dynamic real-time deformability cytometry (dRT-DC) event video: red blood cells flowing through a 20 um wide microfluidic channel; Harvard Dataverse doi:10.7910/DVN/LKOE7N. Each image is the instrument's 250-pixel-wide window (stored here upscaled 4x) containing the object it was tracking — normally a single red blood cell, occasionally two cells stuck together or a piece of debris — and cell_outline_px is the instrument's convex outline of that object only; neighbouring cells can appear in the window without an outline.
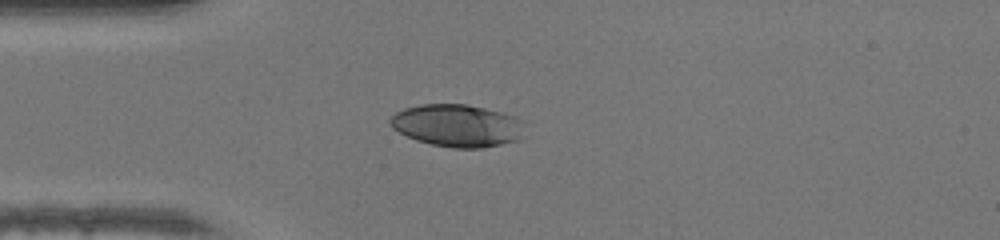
{"species": "human", "species_latin": "Homo sapiens", "temperature_condition": "warm", "stored_images_in_passage": 36, "camera_frame_rate_fps": 3000, "um_per_image_px": 0.085, "donor": {"sex": "female"}, "frame": {"image": 1, "passage_image": 1, "time_ms": 0.0, "image_size_px": [1000, 240], "cell_outline_px": [[520, 120], [516, 140], [500, 144], [480, 148], [452, 148], [432, 144], [416, 140], [392, 128], [388, 120], [396, 112], [404, 108], [420, 104], [468, 104], [516, 116]], "centroid_in_image_um": [38.76, 10.66], "position_along_channel_um": 46.2, "area_um2": 32.6}}
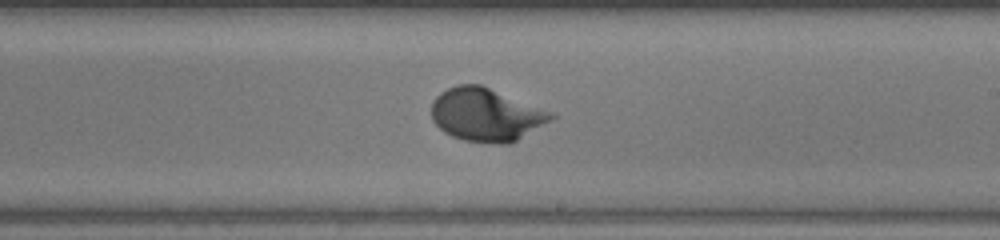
{"frame": {"image": 2, "passage_image": 16, "time_ms": 5.0, "image_size_px": [1000, 240], "cell_outline_px": [[556, 116], [552, 120], [516, 140], [508, 144], [492, 144], [464, 140], [452, 136], [444, 132], [432, 120], [432, 100], [440, 92], [456, 84], [480, 84], [552, 112]], "centroid_in_image_um": [41.29, 9.75], "position_along_channel_um": 247.7, "area_um2": 36.88}}
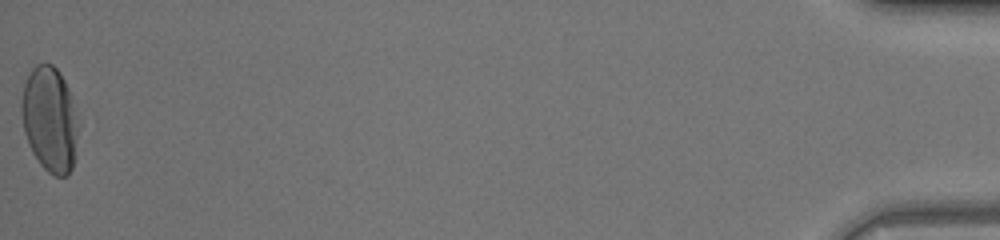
{"frame": {"image": 3, "passage_image": 36, "time_ms": 11.667, "image_size_px": [1000, 240], "cell_outline_px": [[76, 156], [72, 168], [68, 176], [52, 176], [40, 164], [32, 152], [28, 144], [24, 132], [20, 108], [20, 104], [24, 84], [32, 68], [36, 64], [52, 64], [60, 72], [68, 88], [76, 136]], "centroid_in_image_um": [4.17, 10.18], "position_along_channel_um": 431.0, "area_um2": 34.16}, "authors_computed_cell_mechanics": {"area_um2": 34.4777, "velocity_mm_per_s": 4.3595, "shape_relaxation_time_tau1_ms": 2.9087, "shape_relaxation_time_tau2_ms": null, "deformation_change_tau1": 0.1928, "deformation_change_tau2": null}}